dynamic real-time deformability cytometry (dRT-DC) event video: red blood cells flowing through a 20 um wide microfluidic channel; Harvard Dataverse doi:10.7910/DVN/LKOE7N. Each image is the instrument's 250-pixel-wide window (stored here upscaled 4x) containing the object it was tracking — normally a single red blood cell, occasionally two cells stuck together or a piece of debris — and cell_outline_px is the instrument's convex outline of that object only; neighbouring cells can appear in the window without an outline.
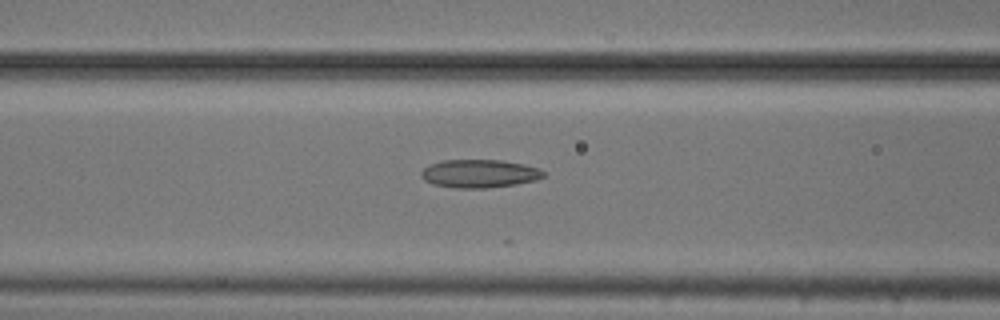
{"species": "common noctule bat (a hibernating species)", "species_latin": "Nyctalus noctula", "temperature_condition": "cold", "stored_images_in_passage": 30, "camera_frame_rate_fps": 3000, "um_per_image_px": 0.085, "animal": {"sex": "male", "body_mass_g": 20.5, "forearm_length_mm": 52.5}, "frame": {"image": 1, "passage_image": 22, "time_ms": 7.0, "image_size_px": [1000, 320], "cell_outline_px": [[544, 176], [536, 180], [516, 184], [488, 188], [456, 188], [432, 184], [424, 180], [420, 176], [420, 172], [428, 164], [444, 160], [500, 160], [524, 164], [540, 168], [544, 172]], "centroid_in_image_um": [40.73, 14.75], "position_along_channel_um": 125.9, "area_um2": 20.23}}
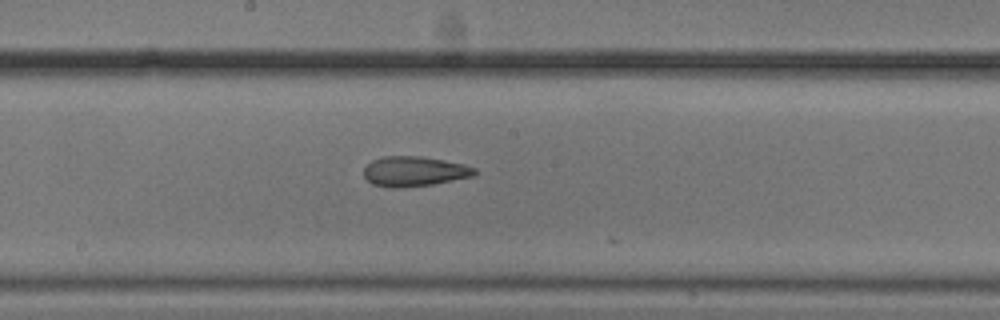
{"frame": {"image": 2, "passage_image": 29, "time_ms": 9.333, "image_size_px": [1000, 320], "cell_outline_px": [[476, 176], [432, 184], [400, 188], [392, 188], [372, 184], [364, 176], [364, 168], [372, 160], [384, 156], [420, 156], [444, 160], [464, 164], [476, 168]], "centroid_in_image_um": [35.23, 14.57], "position_along_channel_um": 213.0, "area_um2": 19.42}}